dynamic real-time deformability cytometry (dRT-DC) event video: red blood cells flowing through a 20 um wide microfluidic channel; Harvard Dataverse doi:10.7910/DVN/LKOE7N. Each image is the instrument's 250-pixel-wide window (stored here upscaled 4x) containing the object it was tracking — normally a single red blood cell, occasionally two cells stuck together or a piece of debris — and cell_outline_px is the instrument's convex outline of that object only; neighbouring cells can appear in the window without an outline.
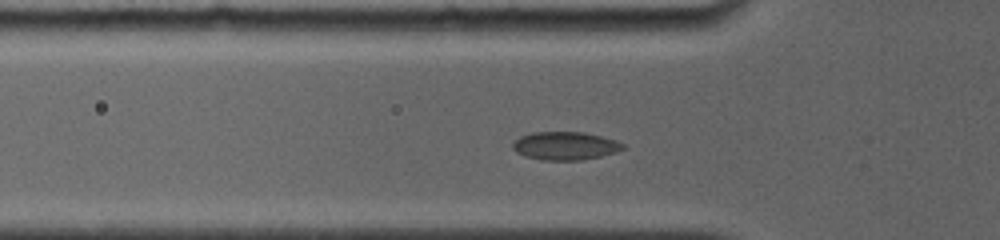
{"species": "common noctule bat (a hibernating species)", "species_latin": "Nyctalus noctula", "temperature_condition": "room temperature", "stored_images_in_passage": 33, "camera_frame_rate_fps": 4000, "um_per_image_px": 0.085, "animal": {"sex": "female", "body_mass_g": 19.0, "forearm_length_mm": 56.7}, "frame": {"image": 1, "passage_image": 8, "time_ms": 2.75, "image_size_px": [1000, 240], "cell_outline_px": [[624, 148], [616, 152], [600, 156], [580, 160], [540, 160], [524, 156], [516, 152], [512, 148], [512, 144], [520, 136], [532, 132], [584, 132], [600, 136], [624, 144]], "centroid_in_image_um": [47.98, 12.4], "position_along_channel_um": 77.8, "area_um2": 17.98}}
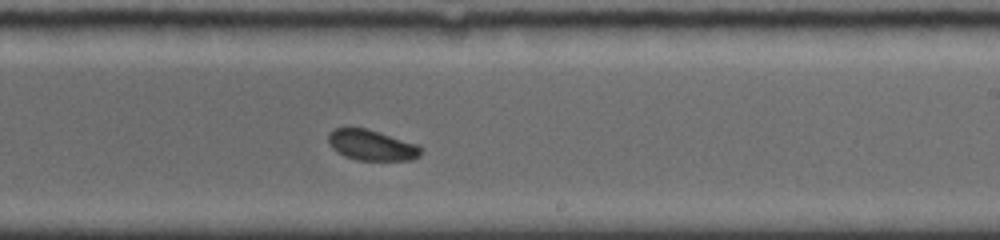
{"frame": {"image": 2, "passage_image": 21, "time_ms": 7.5, "image_size_px": [1000, 240], "cell_outline_px": [[424, 148], [420, 156], [416, 160], [356, 160], [344, 156], [336, 152], [328, 144], [328, 132], [336, 128], [368, 128], [420, 144]], "centroid_in_image_um": [31.64, 12.34], "position_along_channel_um": 257.4, "area_um2": 17.05}}
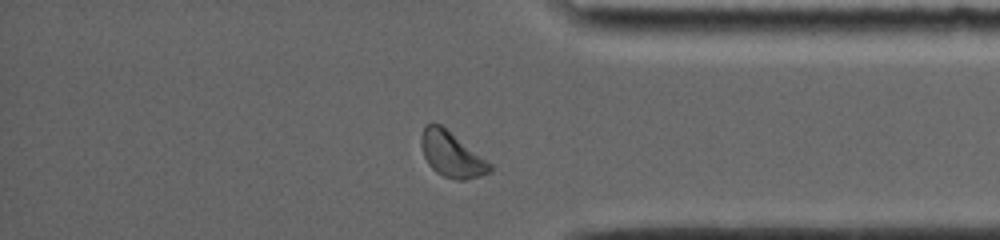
{"frame": {"image": 3, "passage_image": 31, "time_ms": 11.25, "image_size_px": [1000, 240], "cell_outline_px": [[492, 172], [480, 176], [464, 180], [456, 180], [444, 176], [436, 172], [428, 164], [424, 156], [420, 144], [420, 136], [424, 124], [440, 124], [492, 164]], "centroid_in_image_um": [38.37, 13.13], "position_along_channel_um": 396.8, "area_um2": 18.03}, "authors_computed_cell_mechanics": {"area_um2": 17.2822, "velocity_mm_per_s": 3.785, "shape_relaxation_time_tau1_ms": 7.5351, "shape_relaxation_time_tau2_ms": null, "deformation_change_tau1": 0.1108, "deformation_change_tau2": null}}